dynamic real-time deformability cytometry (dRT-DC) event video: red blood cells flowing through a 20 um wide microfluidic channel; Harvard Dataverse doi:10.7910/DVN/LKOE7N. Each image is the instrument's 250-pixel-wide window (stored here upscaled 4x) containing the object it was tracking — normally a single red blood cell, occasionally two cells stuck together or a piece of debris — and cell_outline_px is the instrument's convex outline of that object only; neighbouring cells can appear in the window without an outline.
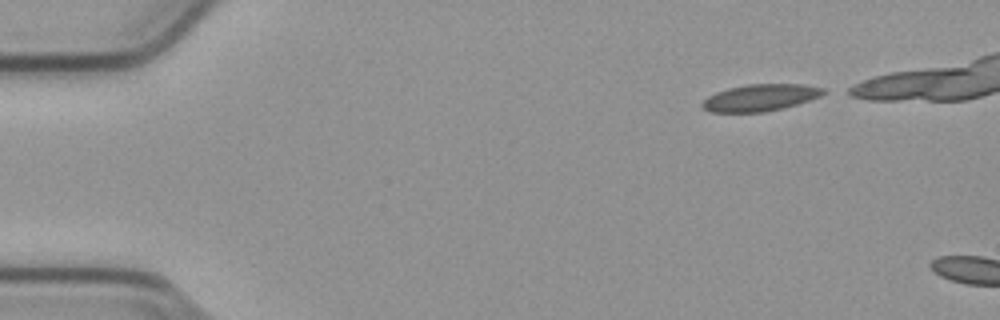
{"species": "common noctule bat (a hibernating species)", "species_latin": "Nyctalus noctula", "temperature_condition": "cold", "stored_images_in_passage": 4, "camera_frame_rate_fps": 3000, "um_per_image_px": 0.085, "animal": {"sex": "male", "body_mass_g": 23.1, "forearm_length_mm": 52.7}, "frame": {"image": 1, "passage_image": 1, "time_ms": 0.0, "image_size_px": [1000, 320], "cell_outline_px": [[828, 92], [820, 96], [784, 108], [764, 112], [712, 112], [704, 108], [700, 104], [708, 96], [716, 92], [728, 88], [748, 84], [804, 84], [824, 88]], "centroid_in_image_um": [64.64, 8.29], "position_along_channel_um": 20.4, "area_um2": 18.9}}